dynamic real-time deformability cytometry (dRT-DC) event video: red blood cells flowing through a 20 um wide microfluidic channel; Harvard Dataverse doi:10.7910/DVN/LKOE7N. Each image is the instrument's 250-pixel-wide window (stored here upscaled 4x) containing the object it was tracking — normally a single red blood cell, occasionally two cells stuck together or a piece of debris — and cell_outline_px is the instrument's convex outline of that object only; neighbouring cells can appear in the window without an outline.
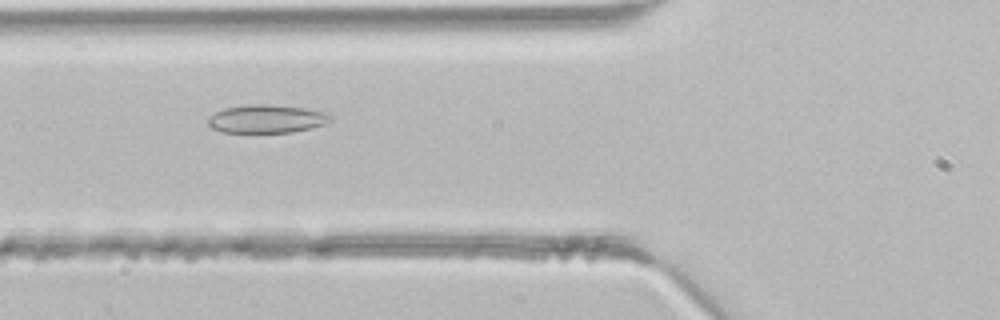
{"species": "common noctule bat (a hibernating species)", "species_latin": "Nyctalus noctula", "temperature_condition": "room temperature", "stored_images_in_passage": 2, "camera_frame_rate_fps": 3000, "um_per_image_px": 0.085, "animal": {"sex": "male", "body_mass_g": 21.5, "forearm_length_mm": 52.0}, "frame": {"image": 1, "passage_image": 2, "time_ms": 0.333, "image_size_px": [1000, 320], "cell_outline_px": [[332, 120], [324, 124], [312, 128], [292, 132], [224, 132], [212, 128], [208, 124], [208, 116], [224, 108], [248, 104], [264, 104], [304, 108], [324, 112], [332, 116]], "centroid_in_image_um": [22.65, 10.1], "position_along_channel_um": 103.1, "area_um2": 20.06}}